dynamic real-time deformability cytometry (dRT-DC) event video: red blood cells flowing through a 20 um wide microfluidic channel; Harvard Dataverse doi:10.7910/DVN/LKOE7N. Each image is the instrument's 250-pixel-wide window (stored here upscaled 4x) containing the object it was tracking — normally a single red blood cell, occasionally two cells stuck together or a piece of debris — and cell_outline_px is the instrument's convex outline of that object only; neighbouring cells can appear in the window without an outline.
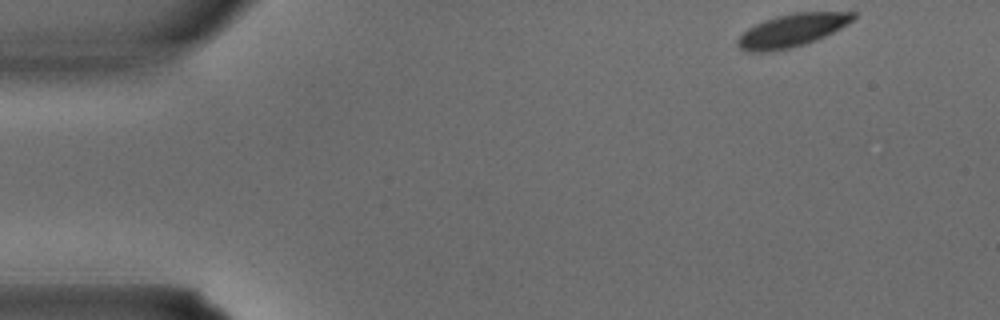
{"species": "common noctule bat (a hibernating species)", "species_latin": "Nyctalus noctula", "temperature_condition": "warm", "stored_images_in_passage": 4, "camera_frame_rate_fps": 3000, "um_per_image_px": 0.085, "animal": {"sex": "male", "body_mass_g": 15.6}, "frame": {"image": 1, "passage_image": 1, "time_ms": 0.0, "image_size_px": [1000, 320], "cell_outline_px": [[856, 16], [852, 20], [840, 28], [816, 40], [792, 48], [772, 52], [744, 52], [736, 44], [736, 40], [748, 28], [764, 20], [776, 16], [796, 12], [856, 12]], "centroid_in_image_um": [67.27, 2.6], "position_along_channel_um": 17.7, "area_um2": 22.14}}
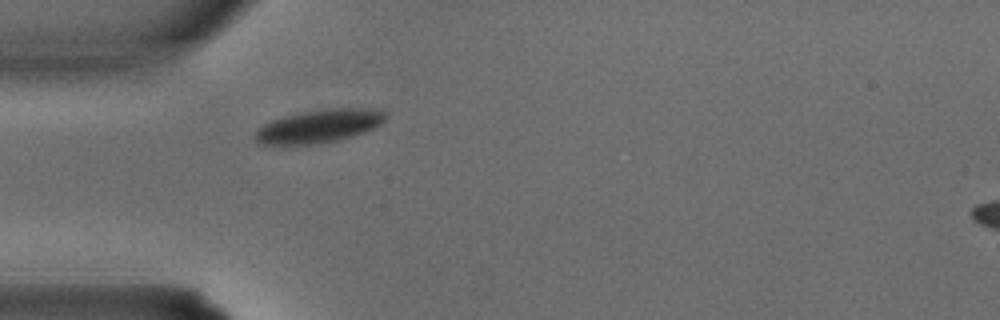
{"frame": {"image": 2, "passage_image": 3, "time_ms": 0.667, "image_size_px": [1000, 320], "cell_outline_px": [[388, 116], [380, 124], [372, 128], [352, 136], [336, 140], [308, 144], [260, 144], [256, 140], [256, 132], [264, 124], [272, 120], [284, 116], [300, 112], [328, 108], [372, 108], [388, 112]], "centroid_in_image_um": [27.16, 10.69], "position_along_channel_um": 57.8, "area_um2": 24.85}}